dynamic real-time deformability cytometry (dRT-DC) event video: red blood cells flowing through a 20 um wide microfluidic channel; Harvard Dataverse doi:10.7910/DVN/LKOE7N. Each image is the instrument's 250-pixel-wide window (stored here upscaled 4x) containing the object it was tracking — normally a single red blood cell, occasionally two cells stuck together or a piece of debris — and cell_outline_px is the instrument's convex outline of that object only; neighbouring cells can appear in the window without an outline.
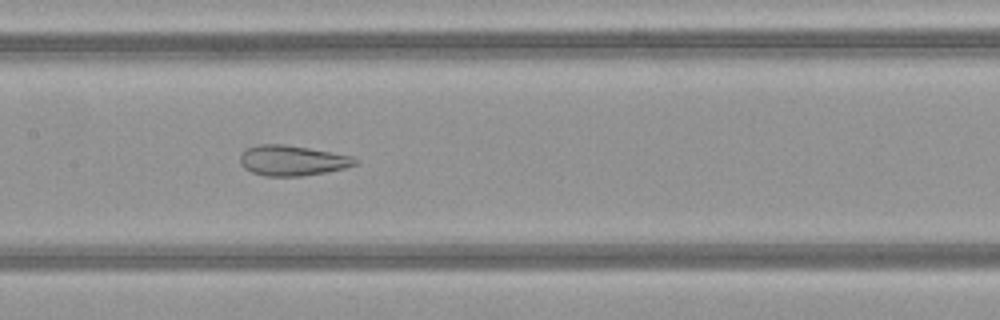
{"species": "common noctule bat (a hibernating species)", "species_latin": "Nyctalus noctula", "temperature_condition": "warm", "stored_images_in_passage": 40, "segment_of_instrument_passage": [1, 2], "camera_frame_rate_fps": 3000, "um_per_image_px": 0.085, "animal": {"sex": "female", "body_mass_g": 21.9}, "frame": {"image": 1, "passage_image": 14, "time_ms": 4.333, "image_size_px": [1000, 320], "cell_outline_px": [[360, 164], [328, 172], [304, 176], [264, 176], [252, 172], [244, 168], [240, 164], [240, 152], [244, 148], [260, 144], [284, 144], [308, 148], [352, 156], [360, 160]], "centroid_in_image_um": [24.84, 13.64], "position_along_channel_um": 182.6, "area_um2": 20.63}}
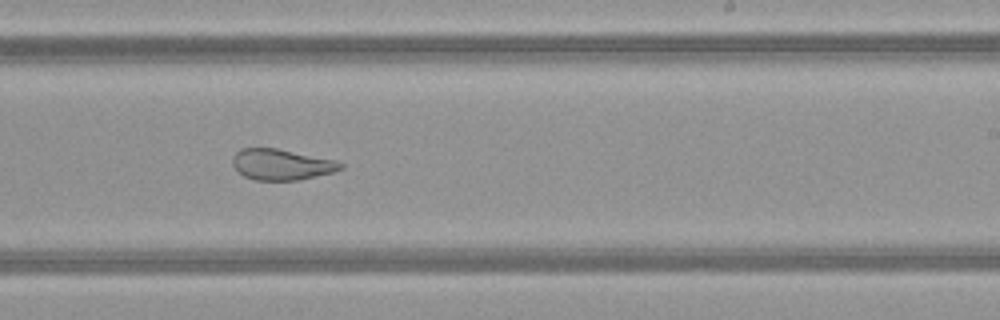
{"frame": {"image": 2, "passage_image": 20, "time_ms": 6.333, "image_size_px": [1000, 320], "cell_outline_px": [[344, 168], [332, 172], [300, 180], [256, 180], [244, 176], [232, 164], [232, 160], [236, 152], [240, 148], [276, 148], [336, 160], [344, 164]], "centroid_in_image_um": [23.94, 13.98], "position_along_channel_um": 265.1, "area_um2": 19.36}}
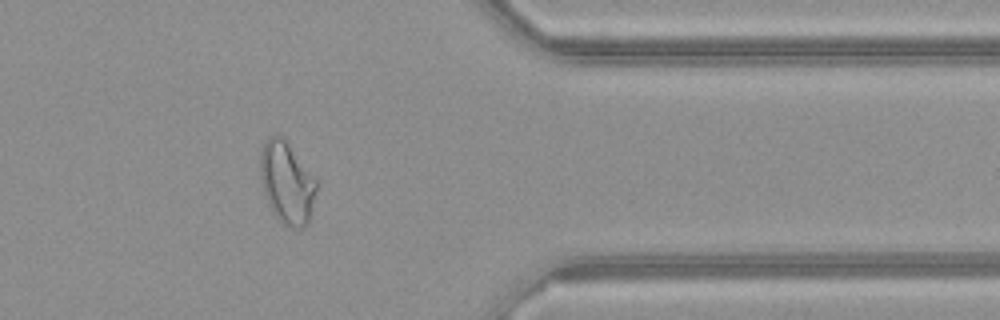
{"frame": {"image": 3, "passage_image": 30, "time_ms": 9.667, "image_size_px": [1000, 320], "cell_outline_px": [[316, 188], [308, 224], [300, 228], [296, 228], [284, 224], [276, 220], [268, 204], [260, 180], [260, 148], [264, 140], [268, 136], [276, 132], [284, 136], [316, 176]], "centroid_in_image_um": [24.36, 15.44], "position_along_channel_um": 387.0, "area_um2": 27.63}}